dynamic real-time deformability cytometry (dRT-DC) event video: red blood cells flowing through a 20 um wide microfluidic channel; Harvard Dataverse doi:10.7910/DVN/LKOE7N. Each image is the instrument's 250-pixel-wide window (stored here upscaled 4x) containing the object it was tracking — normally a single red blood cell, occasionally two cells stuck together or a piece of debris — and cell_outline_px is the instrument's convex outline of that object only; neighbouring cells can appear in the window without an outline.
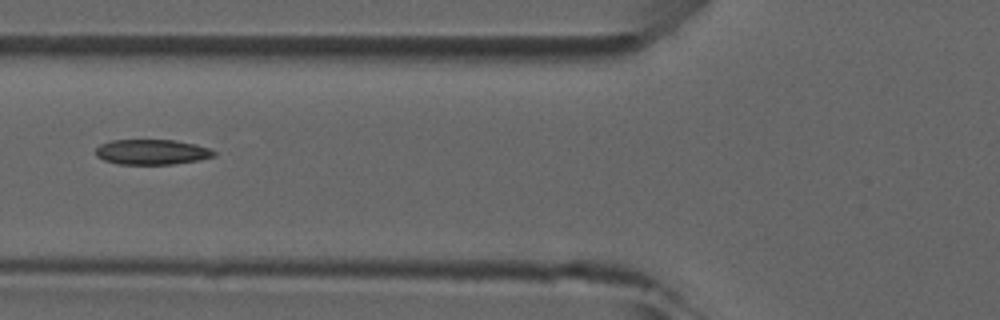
{"species": "common noctule bat (a hibernating species)", "species_latin": "Nyctalus noctula", "temperature_condition": "room temperature", "stored_images_in_passage": 6, "camera_frame_rate_fps": 3000, "um_per_image_px": 0.085, "animal": {"sex": "male", "forearm_length_mm": 52.5}, "frame": {"image": 1, "passage_image": 5, "time_ms": 5.333, "image_size_px": [1000, 320], "cell_outline_px": [[216, 156], [200, 160], [172, 164], [120, 164], [104, 160], [96, 156], [96, 148], [100, 144], [112, 140], [176, 140], [196, 144], [212, 148], [216, 152]], "centroid_in_image_um": [12.96, 12.91], "position_along_channel_um": 112.8, "area_um2": 17.51}}
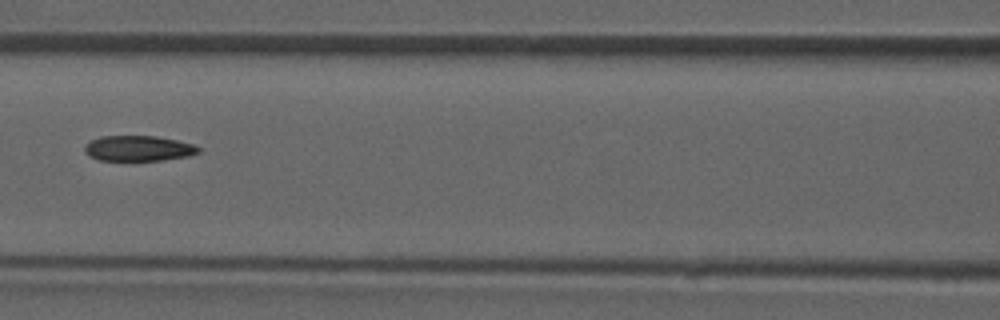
{"frame": {"image": 2, "passage_image": 6, "time_ms": 6.333, "image_size_px": [1000, 320], "cell_outline_px": [[200, 152], [188, 156], [160, 160], [100, 160], [88, 156], [84, 152], [84, 144], [100, 136], [156, 136], [176, 140], [192, 144], [200, 148]], "centroid_in_image_um": [11.72, 12.61], "position_along_channel_um": 154.9, "area_um2": 16.82}}